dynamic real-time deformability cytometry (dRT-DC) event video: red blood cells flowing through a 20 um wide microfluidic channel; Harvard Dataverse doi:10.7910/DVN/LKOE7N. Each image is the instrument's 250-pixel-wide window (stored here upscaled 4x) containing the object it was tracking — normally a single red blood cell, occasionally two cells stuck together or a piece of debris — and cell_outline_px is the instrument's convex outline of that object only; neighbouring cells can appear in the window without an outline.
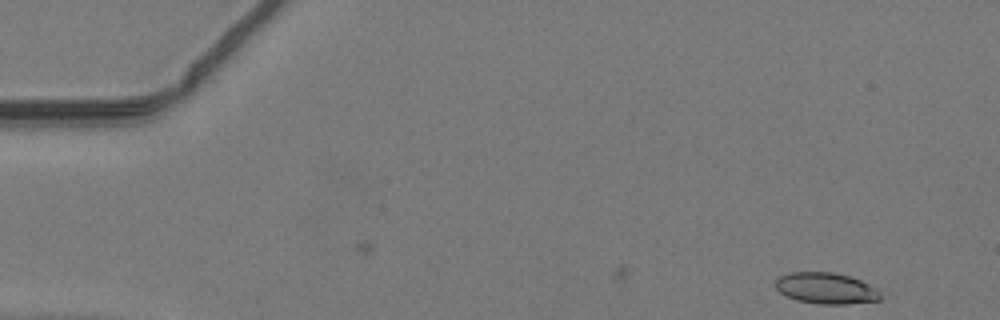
{"species": "common noctule bat (a hibernating species)", "species_latin": "Nyctalus noctula", "temperature_condition": "warm", "stored_images_in_passage": 38, "camera_frame_rate_fps": 3000, "um_per_image_px": 0.085, "animal": {"sex": "male", "body_mass_g": 19.2, "forearm_length_mm": 51.8}, "frame": {"image": 1, "passage_image": 1, "time_ms": 0.0, "image_size_px": [1000, 320], "cell_outline_px": [[880, 300], [848, 304], [820, 304], [796, 300], [784, 296], [776, 288], [776, 280], [780, 276], [792, 272], [832, 272], [848, 276], [860, 280], [876, 288], [880, 292]], "centroid_in_image_um": [70.2, 24.51], "position_along_channel_um": 14.8, "area_um2": 19.02}}
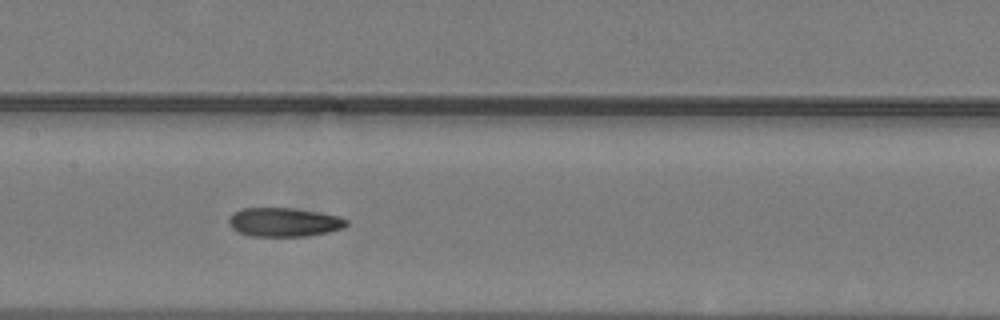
{"frame": {"image": 2, "passage_image": 21, "time_ms": 6.667, "image_size_px": [1000, 320], "cell_outline_px": [[348, 224], [344, 228], [328, 232], [304, 236], [252, 236], [240, 232], [232, 228], [228, 220], [236, 212], [244, 208], [292, 208], [340, 216], [348, 220]], "centroid_in_image_um": [24.19, 18.89], "position_along_channel_um": 183.2, "area_um2": 19.54}}
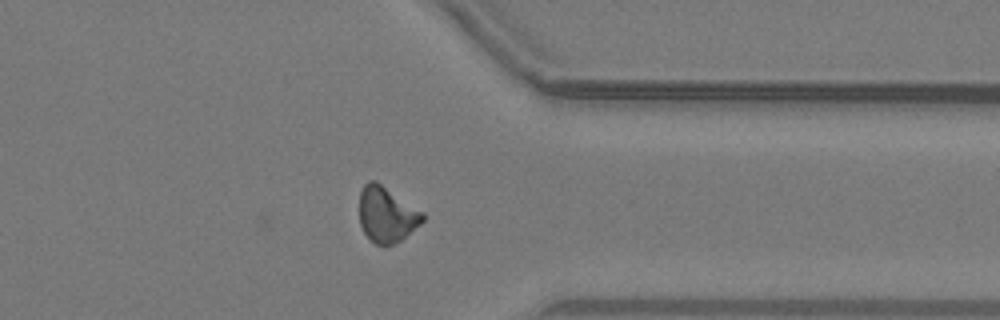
{"frame": {"image": 3, "passage_image": 35, "time_ms": 11.333, "image_size_px": [1000, 320], "cell_outline_px": [[424, 220], [420, 224], [400, 240], [392, 244], [376, 244], [364, 232], [360, 224], [360, 192], [364, 184], [368, 180], [376, 180], [424, 212]], "centroid_in_image_um": [32.87, 18.19], "position_along_channel_um": 378.5, "area_um2": 20.29}}